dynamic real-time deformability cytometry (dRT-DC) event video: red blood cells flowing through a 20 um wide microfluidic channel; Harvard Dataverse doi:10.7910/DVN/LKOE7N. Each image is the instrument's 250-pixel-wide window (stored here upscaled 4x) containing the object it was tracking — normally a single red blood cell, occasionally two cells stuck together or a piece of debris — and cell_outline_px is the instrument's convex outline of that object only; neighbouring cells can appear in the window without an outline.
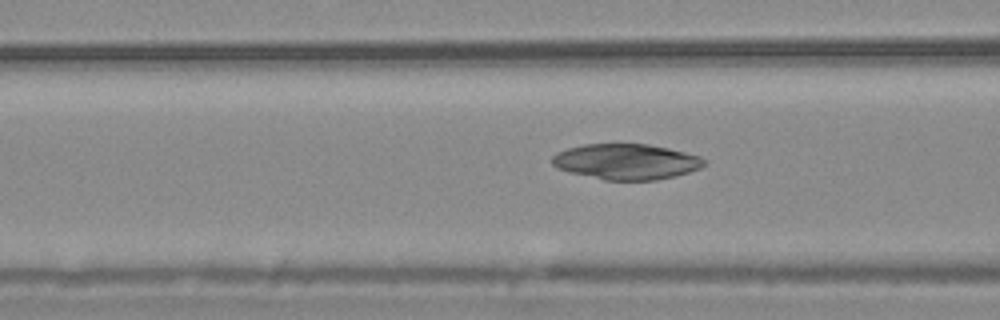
{"species": "common noctule bat (a hibernating species)", "species_latin": "Nyctalus noctula", "temperature_condition": "warm", "stored_images_in_passage": 43, "camera_frame_rate_fps": 3000, "um_per_image_px": 0.085, "animal": {"sex": "male", "body_mass_g": 20.4}, "frame": {"image": 1, "passage_image": 11, "time_ms": 3.333, "image_size_px": [1000, 320], "cell_outline_px": [[708, 164], [700, 168], [676, 176], [656, 180], [604, 180], [568, 172], [556, 168], [552, 164], [552, 156], [556, 152], [568, 148], [584, 144], [648, 144], [668, 148], [700, 156], [708, 160]], "centroid_in_image_um": [53.24, 13.74], "position_along_channel_um": 113.4, "area_um2": 31.79}}
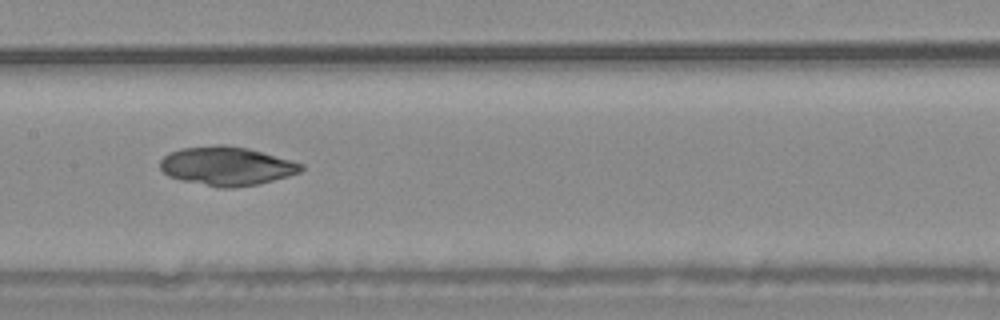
{"frame": {"image": 2, "passage_image": 17, "time_ms": 5.333, "image_size_px": [1000, 320], "cell_outline_px": [[304, 168], [300, 172], [288, 176], [256, 184], [232, 188], [220, 188], [180, 180], [168, 176], [160, 168], [160, 160], [164, 156], [180, 148], [216, 144], [224, 144], [248, 148], [292, 160], [304, 164]], "centroid_in_image_um": [19.26, 14.1], "position_along_channel_um": 188.1, "area_um2": 31.96}}
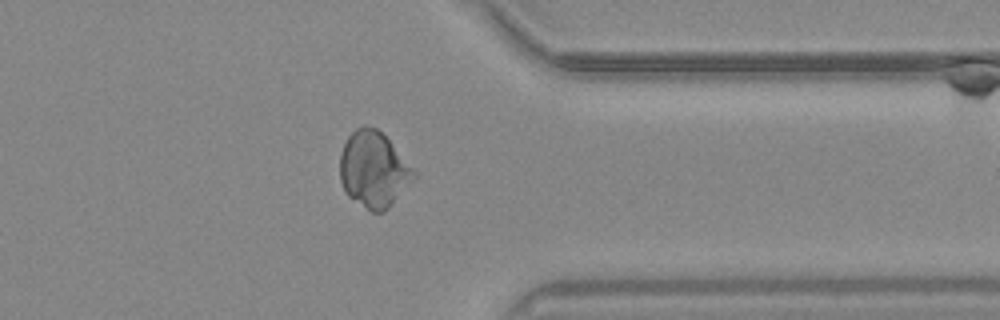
{"frame": {"image": 3, "passage_image": 33, "time_ms": 10.667, "image_size_px": [1000, 320], "cell_outline_px": [[416, 176], [388, 208], [384, 212], [372, 212], [348, 196], [344, 192], [340, 180], [340, 156], [344, 144], [348, 136], [356, 128], [376, 128], [388, 140], [416, 172]], "centroid_in_image_um": [31.73, 14.44], "position_along_channel_um": 379.7, "area_um2": 31.96}}